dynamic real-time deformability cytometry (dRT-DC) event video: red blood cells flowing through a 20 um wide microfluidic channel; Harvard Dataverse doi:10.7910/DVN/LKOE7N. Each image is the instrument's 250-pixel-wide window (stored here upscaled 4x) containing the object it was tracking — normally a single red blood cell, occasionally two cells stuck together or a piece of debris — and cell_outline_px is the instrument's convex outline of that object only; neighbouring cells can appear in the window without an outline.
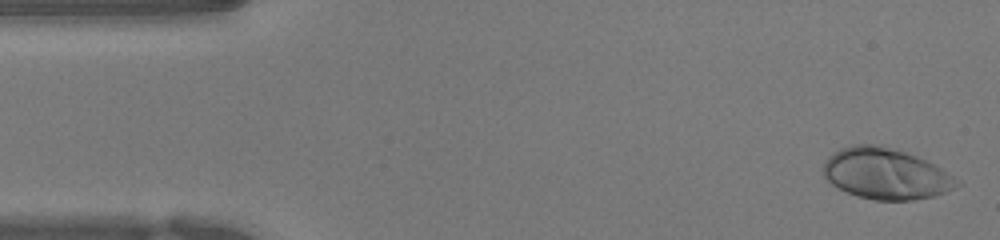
{"species": "human", "species_latin": "Homo sapiens", "temperature_condition": "warm", "stored_images_in_passage": 49, "camera_frame_rate_fps": 3000, "um_per_image_px": 0.085, "donor": {"sex": "female"}, "frame": {"image": 1, "passage_image": 1, "time_ms": 0.0, "image_size_px": [1000, 240], "cell_outline_px": [[960, 184], [944, 192], [932, 196], [912, 200], [876, 200], [856, 196], [832, 184], [824, 176], [824, 160], [828, 156], [840, 148], [852, 144], [872, 144], [904, 152], [916, 156], [940, 168], [960, 180]], "centroid_in_image_um": [75.25, 14.77], "position_along_channel_um": 9.7, "area_um2": 39.13}}
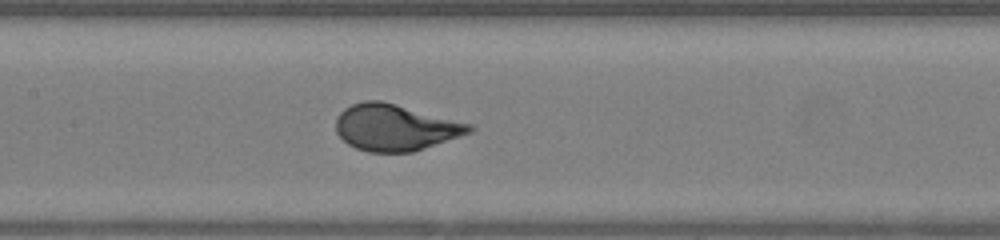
{"frame": {"image": 2, "passage_image": 22, "time_ms": 7.0, "image_size_px": [1000, 240], "cell_outline_px": [[476, 128], [472, 132], [412, 152], [368, 152], [356, 148], [348, 144], [336, 132], [336, 120], [340, 112], [344, 108], [352, 104], [364, 100], [380, 100], [472, 124]], "centroid_in_image_um": [33.58, 10.83], "position_along_channel_um": 173.8, "area_um2": 35.89}}
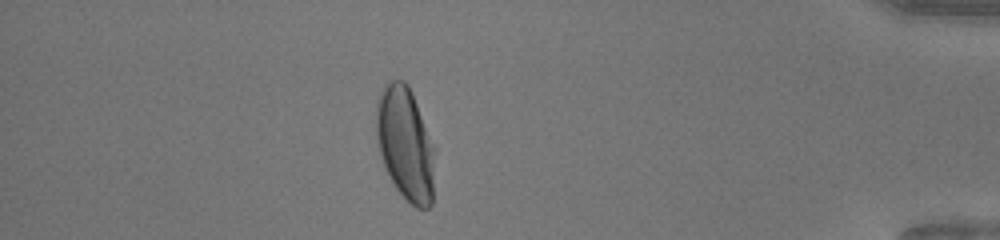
{"frame": {"image": 3, "passage_image": 43, "time_ms": 14.0, "image_size_px": [1000, 240], "cell_outline_px": [[432, 204], [428, 208], [416, 208], [396, 188], [384, 164], [380, 152], [376, 136], [376, 104], [380, 92], [384, 84], [388, 80], [404, 80], [408, 84], [412, 92], [432, 148]], "centroid_in_image_um": [34.39, 12.16], "position_along_channel_um": 400.8, "area_um2": 37.34}, "authors_computed_cell_mechanics": {"area_um2": 36.3562, "velocity_mm_per_s": 3.9671, "shape_relaxation_time_tau1_ms": 3.7288, "shape_relaxation_time_tau2_ms": null, "deformation_change_tau1": 0.2077, "deformation_change_tau2": null}}